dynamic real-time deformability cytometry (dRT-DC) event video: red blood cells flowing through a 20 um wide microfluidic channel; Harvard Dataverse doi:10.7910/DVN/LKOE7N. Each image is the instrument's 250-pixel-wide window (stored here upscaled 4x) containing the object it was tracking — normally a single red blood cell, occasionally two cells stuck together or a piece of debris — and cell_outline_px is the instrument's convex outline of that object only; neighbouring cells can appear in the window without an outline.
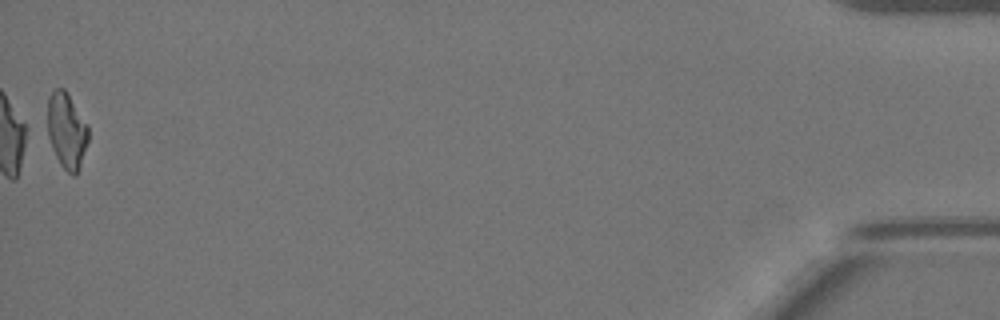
{"species": "Egyptian fruit bat (a non-hibernating species)", "species_latin": "Rousettus aegyptiacus", "temperature_condition": "warm", "stored_images_in_passage": 51, "camera_frame_rate_fps": 3000, "um_per_image_px": 0.085, "animal": {"sex": "female"}, "frame": {"image": 1, "passage_image": 51, "time_ms": 16.667, "image_size_px": [1000, 320], "cell_outline_px": [[88, 140], [76, 176], [72, 176], [60, 164], [40, 128], [48, 96], [56, 88], [64, 88], [68, 92], [88, 124]], "centroid_in_image_um": [5.54, 11.03], "position_along_channel_um": 429.7, "area_um2": 19.54}, "authors_computed_cell_mechanics": {"area_um2": 19.5364, "velocity_mm_per_s": 3.9667, "shape_relaxation_time_tau1_ms": 10.2238, "shape_relaxation_time_tau2_ms": 2.2155, "deformation_change_tau1": 0.2895, "deformation_change_tau2": 0.0929}}